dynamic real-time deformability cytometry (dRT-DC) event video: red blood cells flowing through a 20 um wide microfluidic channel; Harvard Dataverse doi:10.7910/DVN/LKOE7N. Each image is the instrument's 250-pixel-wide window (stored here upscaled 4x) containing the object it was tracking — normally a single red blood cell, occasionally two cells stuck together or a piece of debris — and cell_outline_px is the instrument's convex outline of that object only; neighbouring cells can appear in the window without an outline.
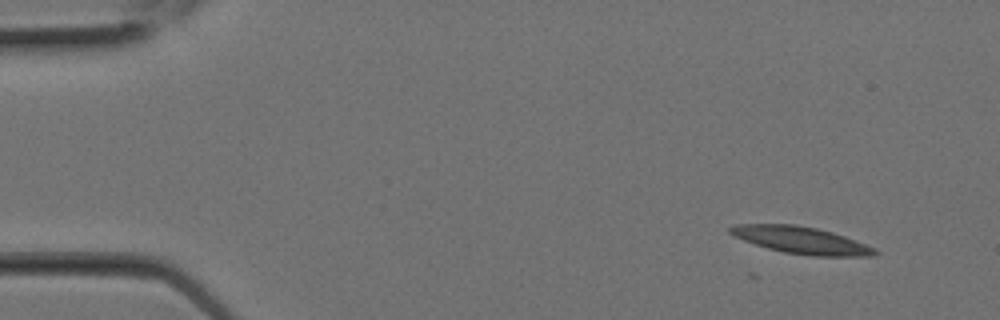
{"species": "Egyptian fruit bat (a non-hibernating species)", "species_latin": "Rousettus aegyptiacus", "temperature_condition": "room temperature", "stored_images_in_passage": 2, "camera_frame_rate_fps": 3000, "um_per_image_px": 0.085, "animal": {"sex": "female"}, "frame": {"image": 1, "passage_image": 1, "time_ms": 0.0, "image_size_px": [1000, 320], "cell_outline_px": [[880, 252], [872, 256], [812, 256], [784, 252], [768, 248], [744, 240], [728, 232], [728, 228], [736, 224], [796, 224], [816, 228], [832, 232], [844, 236], [876, 248]], "centroid_in_image_um": [68.13, 20.41], "position_along_channel_um": 16.9, "area_um2": 22.66}}